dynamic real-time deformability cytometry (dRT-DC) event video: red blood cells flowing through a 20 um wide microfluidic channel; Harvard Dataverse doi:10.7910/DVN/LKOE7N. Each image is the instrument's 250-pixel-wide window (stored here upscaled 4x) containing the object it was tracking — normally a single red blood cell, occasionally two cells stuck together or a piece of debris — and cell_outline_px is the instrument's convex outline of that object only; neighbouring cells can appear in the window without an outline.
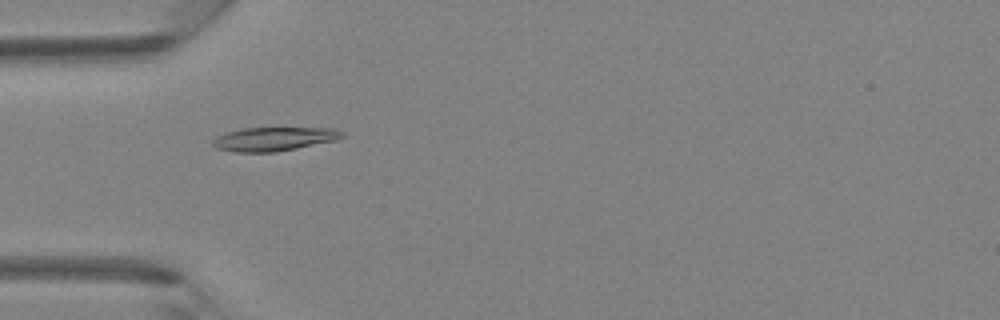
{"species": "Egyptian fruit bat (a non-hibernating species)", "species_latin": "Rousettus aegyptiacus", "temperature_condition": "room temperature", "stored_images_in_passage": 46, "camera_frame_rate_fps": 3000, "um_per_image_px": 0.085, "animal": {"sex": "female"}, "frame": {"image": 1, "passage_image": 15, "time_ms": 4.667, "image_size_px": [1000, 320], "cell_outline_px": [[344, 136], [336, 140], [276, 152], [236, 152], [216, 148], [212, 144], [212, 140], [216, 136], [228, 132], [244, 128], [336, 128], [344, 132]], "centroid_in_image_um": [23.29, 11.81], "position_along_channel_um": 61.7, "area_um2": 17.86}}
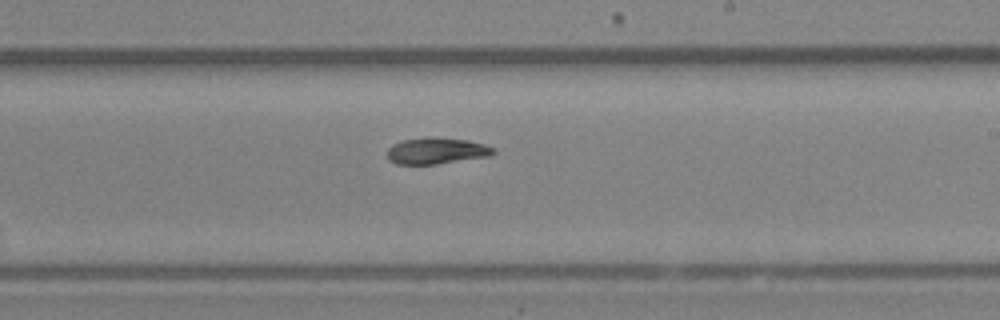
{"frame": {"image": 2, "passage_image": 28, "time_ms": 9.0, "image_size_px": [1000, 320], "cell_outline_px": [[496, 152], [488, 156], [436, 164], [396, 164], [388, 160], [388, 148], [392, 144], [404, 140], [428, 136], [432, 136], [468, 140], [484, 144], [496, 148]], "centroid_in_image_um": [37.1, 12.81], "position_along_channel_um": 251.9, "area_um2": 16.42}}
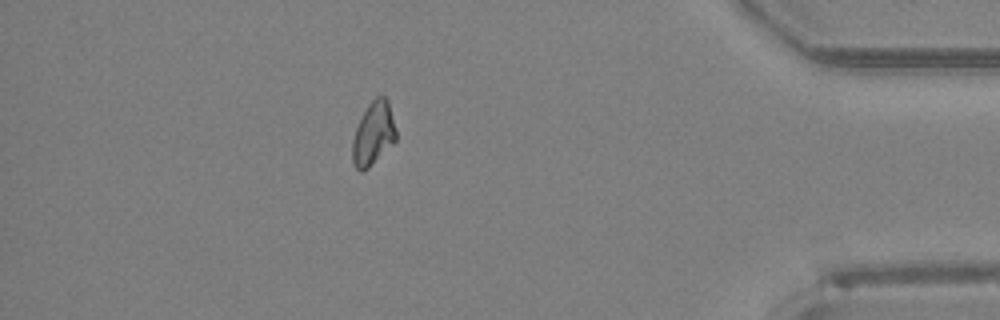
{"frame": {"image": 3, "passage_image": 41, "time_ms": 13.333, "image_size_px": [1000, 320], "cell_outline_px": [[396, 140], [368, 168], [360, 172], [356, 168], [352, 160], [352, 140], [356, 128], [368, 104], [376, 96], [384, 96], [388, 100], [396, 132]], "centroid_in_image_um": [31.72, 11.36], "position_along_channel_um": 403.5, "area_um2": 15.84}}